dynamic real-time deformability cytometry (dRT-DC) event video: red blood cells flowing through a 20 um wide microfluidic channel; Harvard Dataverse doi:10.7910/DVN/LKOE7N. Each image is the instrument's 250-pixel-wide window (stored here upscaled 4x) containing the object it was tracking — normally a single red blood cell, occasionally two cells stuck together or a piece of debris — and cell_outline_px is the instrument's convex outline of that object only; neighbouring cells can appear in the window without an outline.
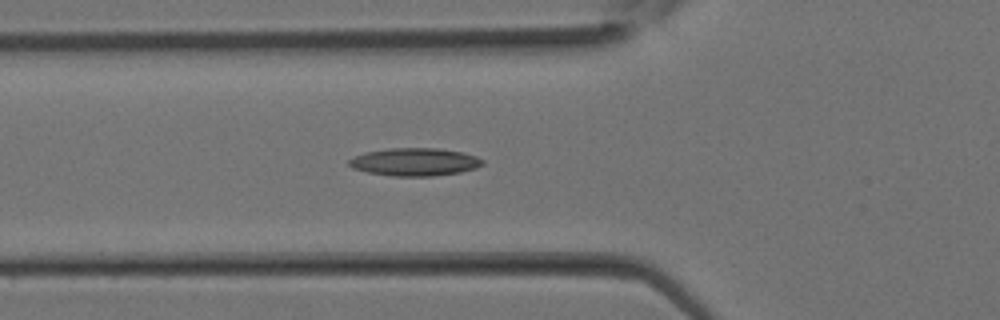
{"species": "Egyptian fruit bat (a non-hibernating species)", "species_latin": "Rousettus aegyptiacus", "temperature_condition": "room temperature", "stored_images_in_passage": 11, "camera_frame_rate_fps": 3000, "um_per_image_px": 0.085, "animal": {"sex": "female"}, "frame": {"image": 1, "passage_image": 2, "time_ms": 0.333, "image_size_px": [1000, 320], "cell_outline_px": [[484, 164], [476, 168], [460, 172], [432, 176], [392, 176], [368, 172], [352, 168], [348, 164], [348, 160], [364, 152], [392, 148], [440, 148], [460, 152], [476, 156], [484, 160]], "centroid_in_image_um": [35.26, 13.76], "position_along_channel_um": 90.5, "area_um2": 21.62}}
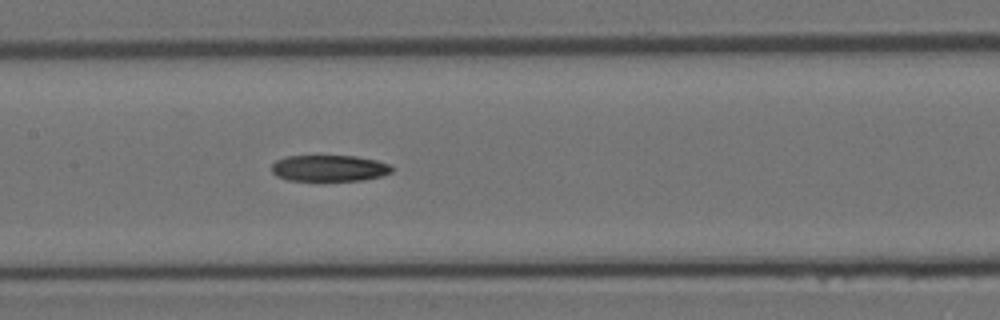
{"frame": {"image": 2, "passage_image": 6, "time_ms": 1.667, "image_size_px": [1000, 320], "cell_outline_px": [[392, 172], [380, 176], [364, 180], [288, 180], [276, 176], [272, 172], [272, 164], [276, 160], [288, 156], [356, 156], [376, 160], [388, 164], [392, 168]], "centroid_in_image_um": [27.97, 14.29], "position_along_channel_um": 179.4, "area_um2": 18.26}}
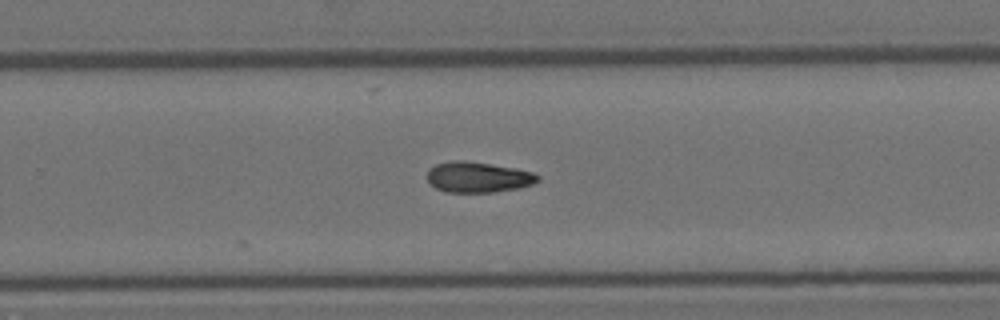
{"frame": {"image": 3, "passage_image": 11, "time_ms": 3.333, "image_size_px": [1000, 320], "cell_outline_px": [[540, 180], [532, 184], [520, 188], [492, 192], [444, 192], [436, 188], [428, 180], [428, 168], [436, 164], [452, 160], [464, 160], [516, 168], [532, 172], [540, 176]], "centroid_in_image_um": [40.64, 15.05], "position_along_channel_um": 289.2, "area_um2": 19.77}}